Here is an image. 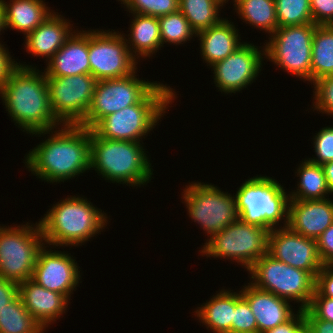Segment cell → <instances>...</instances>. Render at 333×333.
Returning <instances> with one entry per match:
<instances>
[{
    "label": "cell",
    "mask_w": 333,
    "mask_h": 333,
    "mask_svg": "<svg viewBox=\"0 0 333 333\" xmlns=\"http://www.w3.org/2000/svg\"><path fill=\"white\" fill-rule=\"evenodd\" d=\"M58 129V130H57ZM51 134L25 157L29 172L42 181L63 182L90 169V129L81 125L60 127L32 135ZM32 150V151H31Z\"/></svg>",
    "instance_id": "1"
},
{
    "label": "cell",
    "mask_w": 333,
    "mask_h": 333,
    "mask_svg": "<svg viewBox=\"0 0 333 333\" xmlns=\"http://www.w3.org/2000/svg\"><path fill=\"white\" fill-rule=\"evenodd\" d=\"M0 88V97L16 126L27 134L56 129L63 125L50 106L45 72L18 63Z\"/></svg>",
    "instance_id": "2"
},
{
    "label": "cell",
    "mask_w": 333,
    "mask_h": 333,
    "mask_svg": "<svg viewBox=\"0 0 333 333\" xmlns=\"http://www.w3.org/2000/svg\"><path fill=\"white\" fill-rule=\"evenodd\" d=\"M46 213L39 225L46 245L54 248L83 245L108 222L106 213L78 195L60 200Z\"/></svg>",
    "instance_id": "3"
},
{
    "label": "cell",
    "mask_w": 333,
    "mask_h": 333,
    "mask_svg": "<svg viewBox=\"0 0 333 333\" xmlns=\"http://www.w3.org/2000/svg\"><path fill=\"white\" fill-rule=\"evenodd\" d=\"M151 165L142 143L104 139L90 130V169L105 180L144 186L153 178Z\"/></svg>",
    "instance_id": "4"
},
{
    "label": "cell",
    "mask_w": 333,
    "mask_h": 333,
    "mask_svg": "<svg viewBox=\"0 0 333 333\" xmlns=\"http://www.w3.org/2000/svg\"><path fill=\"white\" fill-rule=\"evenodd\" d=\"M173 90L159 82L137 104L104 117L92 130L104 139L142 142L177 98Z\"/></svg>",
    "instance_id": "5"
},
{
    "label": "cell",
    "mask_w": 333,
    "mask_h": 333,
    "mask_svg": "<svg viewBox=\"0 0 333 333\" xmlns=\"http://www.w3.org/2000/svg\"><path fill=\"white\" fill-rule=\"evenodd\" d=\"M239 219L244 223L271 231L284 220L288 224L289 194L272 177L255 176L247 179L235 194Z\"/></svg>",
    "instance_id": "6"
},
{
    "label": "cell",
    "mask_w": 333,
    "mask_h": 333,
    "mask_svg": "<svg viewBox=\"0 0 333 333\" xmlns=\"http://www.w3.org/2000/svg\"><path fill=\"white\" fill-rule=\"evenodd\" d=\"M0 225V277L20 284L32 278L40 250L46 245L39 222Z\"/></svg>",
    "instance_id": "7"
},
{
    "label": "cell",
    "mask_w": 333,
    "mask_h": 333,
    "mask_svg": "<svg viewBox=\"0 0 333 333\" xmlns=\"http://www.w3.org/2000/svg\"><path fill=\"white\" fill-rule=\"evenodd\" d=\"M250 283L274 295L296 303L300 310L307 309L315 291V278L305 270L278 261L268 253L248 270Z\"/></svg>",
    "instance_id": "8"
},
{
    "label": "cell",
    "mask_w": 333,
    "mask_h": 333,
    "mask_svg": "<svg viewBox=\"0 0 333 333\" xmlns=\"http://www.w3.org/2000/svg\"><path fill=\"white\" fill-rule=\"evenodd\" d=\"M269 230L238 219L206 240L199 250L207 257L235 260L247 271L268 253Z\"/></svg>",
    "instance_id": "9"
},
{
    "label": "cell",
    "mask_w": 333,
    "mask_h": 333,
    "mask_svg": "<svg viewBox=\"0 0 333 333\" xmlns=\"http://www.w3.org/2000/svg\"><path fill=\"white\" fill-rule=\"evenodd\" d=\"M182 193L189 217L207 233L208 239L239 219L235 195L212 183L194 181Z\"/></svg>",
    "instance_id": "10"
},
{
    "label": "cell",
    "mask_w": 333,
    "mask_h": 333,
    "mask_svg": "<svg viewBox=\"0 0 333 333\" xmlns=\"http://www.w3.org/2000/svg\"><path fill=\"white\" fill-rule=\"evenodd\" d=\"M317 25L279 27L264 44V56L292 76L311 83L312 39Z\"/></svg>",
    "instance_id": "11"
},
{
    "label": "cell",
    "mask_w": 333,
    "mask_h": 333,
    "mask_svg": "<svg viewBox=\"0 0 333 333\" xmlns=\"http://www.w3.org/2000/svg\"><path fill=\"white\" fill-rule=\"evenodd\" d=\"M114 31L88 30L90 74L97 81L123 78L138 69L139 61L129 51L126 34Z\"/></svg>",
    "instance_id": "12"
},
{
    "label": "cell",
    "mask_w": 333,
    "mask_h": 333,
    "mask_svg": "<svg viewBox=\"0 0 333 333\" xmlns=\"http://www.w3.org/2000/svg\"><path fill=\"white\" fill-rule=\"evenodd\" d=\"M136 73L123 78L98 80L90 108L79 125L91 130L104 117L137 104L158 83L141 80Z\"/></svg>",
    "instance_id": "13"
},
{
    "label": "cell",
    "mask_w": 333,
    "mask_h": 333,
    "mask_svg": "<svg viewBox=\"0 0 333 333\" xmlns=\"http://www.w3.org/2000/svg\"><path fill=\"white\" fill-rule=\"evenodd\" d=\"M50 106L62 124L79 125L90 108L97 80L91 74L46 76Z\"/></svg>",
    "instance_id": "14"
},
{
    "label": "cell",
    "mask_w": 333,
    "mask_h": 333,
    "mask_svg": "<svg viewBox=\"0 0 333 333\" xmlns=\"http://www.w3.org/2000/svg\"><path fill=\"white\" fill-rule=\"evenodd\" d=\"M260 48L261 46L258 48L253 43L243 42L227 58L210 66L214 71V84L220 92H240L253 83L261 72L262 61L265 59L264 46L262 50Z\"/></svg>",
    "instance_id": "15"
},
{
    "label": "cell",
    "mask_w": 333,
    "mask_h": 333,
    "mask_svg": "<svg viewBox=\"0 0 333 333\" xmlns=\"http://www.w3.org/2000/svg\"><path fill=\"white\" fill-rule=\"evenodd\" d=\"M268 254L278 261L309 272L314 278L324 265L319 257L317 241L281 225L269 231Z\"/></svg>",
    "instance_id": "16"
},
{
    "label": "cell",
    "mask_w": 333,
    "mask_h": 333,
    "mask_svg": "<svg viewBox=\"0 0 333 333\" xmlns=\"http://www.w3.org/2000/svg\"><path fill=\"white\" fill-rule=\"evenodd\" d=\"M44 246L33 269L32 280L50 291L58 292L70 300L80 281V267L66 251L48 250Z\"/></svg>",
    "instance_id": "17"
},
{
    "label": "cell",
    "mask_w": 333,
    "mask_h": 333,
    "mask_svg": "<svg viewBox=\"0 0 333 333\" xmlns=\"http://www.w3.org/2000/svg\"><path fill=\"white\" fill-rule=\"evenodd\" d=\"M333 223L330 198L289 200L287 226L297 234L317 239Z\"/></svg>",
    "instance_id": "18"
},
{
    "label": "cell",
    "mask_w": 333,
    "mask_h": 333,
    "mask_svg": "<svg viewBox=\"0 0 333 333\" xmlns=\"http://www.w3.org/2000/svg\"><path fill=\"white\" fill-rule=\"evenodd\" d=\"M18 293L27 311L44 330L68 308L69 300L64 295L47 290L32 279L18 284Z\"/></svg>",
    "instance_id": "19"
},
{
    "label": "cell",
    "mask_w": 333,
    "mask_h": 333,
    "mask_svg": "<svg viewBox=\"0 0 333 333\" xmlns=\"http://www.w3.org/2000/svg\"><path fill=\"white\" fill-rule=\"evenodd\" d=\"M241 296L248 302L257 321L258 333H264L289 321L295 314L290 301L252 285L243 286Z\"/></svg>",
    "instance_id": "20"
},
{
    "label": "cell",
    "mask_w": 333,
    "mask_h": 333,
    "mask_svg": "<svg viewBox=\"0 0 333 333\" xmlns=\"http://www.w3.org/2000/svg\"><path fill=\"white\" fill-rule=\"evenodd\" d=\"M74 32L69 20L54 11L25 36L26 52L36 57L47 58L48 62Z\"/></svg>",
    "instance_id": "21"
},
{
    "label": "cell",
    "mask_w": 333,
    "mask_h": 333,
    "mask_svg": "<svg viewBox=\"0 0 333 333\" xmlns=\"http://www.w3.org/2000/svg\"><path fill=\"white\" fill-rule=\"evenodd\" d=\"M88 31H75L66 43L46 62V76L90 74Z\"/></svg>",
    "instance_id": "22"
},
{
    "label": "cell",
    "mask_w": 333,
    "mask_h": 333,
    "mask_svg": "<svg viewBox=\"0 0 333 333\" xmlns=\"http://www.w3.org/2000/svg\"><path fill=\"white\" fill-rule=\"evenodd\" d=\"M233 22L224 19L216 26L196 33L200 40V53L207 66L227 58L243 43Z\"/></svg>",
    "instance_id": "23"
},
{
    "label": "cell",
    "mask_w": 333,
    "mask_h": 333,
    "mask_svg": "<svg viewBox=\"0 0 333 333\" xmlns=\"http://www.w3.org/2000/svg\"><path fill=\"white\" fill-rule=\"evenodd\" d=\"M4 29L22 32L25 36L35 30L53 12L43 0H1Z\"/></svg>",
    "instance_id": "24"
},
{
    "label": "cell",
    "mask_w": 333,
    "mask_h": 333,
    "mask_svg": "<svg viewBox=\"0 0 333 333\" xmlns=\"http://www.w3.org/2000/svg\"><path fill=\"white\" fill-rule=\"evenodd\" d=\"M220 290L210 300L198 307L195 316L213 333H232L235 311V292Z\"/></svg>",
    "instance_id": "25"
},
{
    "label": "cell",
    "mask_w": 333,
    "mask_h": 333,
    "mask_svg": "<svg viewBox=\"0 0 333 333\" xmlns=\"http://www.w3.org/2000/svg\"><path fill=\"white\" fill-rule=\"evenodd\" d=\"M132 14L134 19L131 21L128 39L126 38L129 51L136 59L150 58L154 55L153 53H157L162 48L158 18Z\"/></svg>",
    "instance_id": "26"
},
{
    "label": "cell",
    "mask_w": 333,
    "mask_h": 333,
    "mask_svg": "<svg viewBox=\"0 0 333 333\" xmlns=\"http://www.w3.org/2000/svg\"><path fill=\"white\" fill-rule=\"evenodd\" d=\"M301 163L295 172V174L297 173L296 176L300 177L298 179V187L293 192H290L289 199L314 200L329 197L332 192L328 187L322 165L314 164L308 159Z\"/></svg>",
    "instance_id": "27"
},
{
    "label": "cell",
    "mask_w": 333,
    "mask_h": 333,
    "mask_svg": "<svg viewBox=\"0 0 333 333\" xmlns=\"http://www.w3.org/2000/svg\"><path fill=\"white\" fill-rule=\"evenodd\" d=\"M235 12L254 28L265 31L271 36L279 27L276 16L275 0H232ZM245 20V21H244Z\"/></svg>",
    "instance_id": "28"
},
{
    "label": "cell",
    "mask_w": 333,
    "mask_h": 333,
    "mask_svg": "<svg viewBox=\"0 0 333 333\" xmlns=\"http://www.w3.org/2000/svg\"><path fill=\"white\" fill-rule=\"evenodd\" d=\"M333 76V25H317L312 39L311 84Z\"/></svg>",
    "instance_id": "29"
},
{
    "label": "cell",
    "mask_w": 333,
    "mask_h": 333,
    "mask_svg": "<svg viewBox=\"0 0 333 333\" xmlns=\"http://www.w3.org/2000/svg\"><path fill=\"white\" fill-rule=\"evenodd\" d=\"M224 0H179V11L189 21L191 28L199 31L216 26L223 19L219 17ZM221 7V8H220Z\"/></svg>",
    "instance_id": "30"
},
{
    "label": "cell",
    "mask_w": 333,
    "mask_h": 333,
    "mask_svg": "<svg viewBox=\"0 0 333 333\" xmlns=\"http://www.w3.org/2000/svg\"><path fill=\"white\" fill-rule=\"evenodd\" d=\"M41 325L27 311L18 295L0 311V333H44Z\"/></svg>",
    "instance_id": "31"
},
{
    "label": "cell",
    "mask_w": 333,
    "mask_h": 333,
    "mask_svg": "<svg viewBox=\"0 0 333 333\" xmlns=\"http://www.w3.org/2000/svg\"><path fill=\"white\" fill-rule=\"evenodd\" d=\"M158 21L162 47L167 42L176 46L196 38V32L179 10L159 17Z\"/></svg>",
    "instance_id": "32"
},
{
    "label": "cell",
    "mask_w": 333,
    "mask_h": 333,
    "mask_svg": "<svg viewBox=\"0 0 333 333\" xmlns=\"http://www.w3.org/2000/svg\"><path fill=\"white\" fill-rule=\"evenodd\" d=\"M278 27L313 23L310 0H275Z\"/></svg>",
    "instance_id": "33"
},
{
    "label": "cell",
    "mask_w": 333,
    "mask_h": 333,
    "mask_svg": "<svg viewBox=\"0 0 333 333\" xmlns=\"http://www.w3.org/2000/svg\"><path fill=\"white\" fill-rule=\"evenodd\" d=\"M129 13L161 17L179 10V0H118Z\"/></svg>",
    "instance_id": "34"
},
{
    "label": "cell",
    "mask_w": 333,
    "mask_h": 333,
    "mask_svg": "<svg viewBox=\"0 0 333 333\" xmlns=\"http://www.w3.org/2000/svg\"><path fill=\"white\" fill-rule=\"evenodd\" d=\"M238 292H235L232 333H258L256 318L248 302L241 296V291Z\"/></svg>",
    "instance_id": "35"
},
{
    "label": "cell",
    "mask_w": 333,
    "mask_h": 333,
    "mask_svg": "<svg viewBox=\"0 0 333 333\" xmlns=\"http://www.w3.org/2000/svg\"><path fill=\"white\" fill-rule=\"evenodd\" d=\"M313 108L333 117V76L322 77L313 82Z\"/></svg>",
    "instance_id": "36"
},
{
    "label": "cell",
    "mask_w": 333,
    "mask_h": 333,
    "mask_svg": "<svg viewBox=\"0 0 333 333\" xmlns=\"http://www.w3.org/2000/svg\"><path fill=\"white\" fill-rule=\"evenodd\" d=\"M313 136V147L316 158H307L314 164L323 165L333 161V127L327 126L320 129Z\"/></svg>",
    "instance_id": "37"
},
{
    "label": "cell",
    "mask_w": 333,
    "mask_h": 333,
    "mask_svg": "<svg viewBox=\"0 0 333 333\" xmlns=\"http://www.w3.org/2000/svg\"><path fill=\"white\" fill-rule=\"evenodd\" d=\"M315 25H333V0H310Z\"/></svg>",
    "instance_id": "38"
},
{
    "label": "cell",
    "mask_w": 333,
    "mask_h": 333,
    "mask_svg": "<svg viewBox=\"0 0 333 333\" xmlns=\"http://www.w3.org/2000/svg\"><path fill=\"white\" fill-rule=\"evenodd\" d=\"M307 309L317 319L333 322V299L321 296L316 290Z\"/></svg>",
    "instance_id": "39"
},
{
    "label": "cell",
    "mask_w": 333,
    "mask_h": 333,
    "mask_svg": "<svg viewBox=\"0 0 333 333\" xmlns=\"http://www.w3.org/2000/svg\"><path fill=\"white\" fill-rule=\"evenodd\" d=\"M319 257L324 265L333 262V223L316 239Z\"/></svg>",
    "instance_id": "40"
},
{
    "label": "cell",
    "mask_w": 333,
    "mask_h": 333,
    "mask_svg": "<svg viewBox=\"0 0 333 333\" xmlns=\"http://www.w3.org/2000/svg\"><path fill=\"white\" fill-rule=\"evenodd\" d=\"M315 290L323 297L333 299V267L323 265L315 278Z\"/></svg>",
    "instance_id": "41"
},
{
    "label": "cell",
    "mask_w": 333,
    "mask_h": 333,
    "mask_svg": "<svg viewBox=\"0 0 333 333\" xmlns=\"http://www.w3.org/2000/svg\"><path fill=\"white\" fill-rule=\"evenodd\" d=\"M296 313L289 321L264 333H298L305 326V315L304 310L300 309Z\"/></svg>",
    "instance_id": "42"
},
{
    "label": "cell",
    "mask_w": 333,
    "mask_h": 333,
    "mask_svg": "<svg viewBox=\"0 0 333 333\" xmlns=\"http://www.w3.org/2000/svg\"><path fill=\"white\" fill-rule=\"evenodd\" d=\"M17 65V61L12 59L7 47L5 48L0 42V88L8 80L10 73Z\"/></svg>",
    "instance_id": "43"
},
{
    "label": "cell",
    "mask_w": 333,
    "mask_h": 333,
    "mask_svg": "<svg viewBox=\"0 0 333 333\" xmlns=\"http://www.w3.org/2000/svg\"><path fill=\"white\" fill-rule=\"evenodd\" d=\"M18 284L0 277V311L18 296Z\"/></svg>",
    "instance_id": "44"
},
{
    "label": "cell",
    "mask_w": 333,
    "mask_h": 333,
    "mask_svg": "<svg viewBox=\"0 0 333 333\" xmlns=\"http://www.w3.org/2000/svg\"><path fill=\"white\" fill-rule=\"evenodd\" d=\"M305 325L313 333H333V322L317 319L308 309H304Z\"/></svg>",
    "instance_id": "45"
},
{
    "label": "cell",
    "mask_w": 333,
    "mask_h": 333,
    "mask_svg": "<svg viewBox=\"0 0 333 333\" xmlns=\"http://www.w3.org/2000/svg\"><path fill=\"white\" fill-rule=\"evenodd\" d=\"M326 181L330 191L333 193V161L322 165Z\"/></svg>",
    "instance_id": "46"
},
{
    "label": "cell",
    "mask_w": 333,
    "mask_h": 333,
    "mask_svg": "<svg viewBox=\"0 0 333 333\" xmlns=\"http://www.w3.org/2000/svg\"><path fill=\"white\" fill-rule=\"evenodd\" d=\"M2 32L5 30L4 29V18H3V6H2V3H1V0H0V32ZM1 35V33H0Z\"/></svg>",
    "instance_id": "47"
},
{
    "label": "cell",
    "mask_w": 333,
    "mask_h": 333,
    "mask_svg": "<svg viewBox=\"0 0 333 333\" xmlns=\"http://www.w3.org/2000/svg\"><path fill=\"white\" fill-rule=\"evenodd\" d=\"M298 333H306V325Z\"/></svg>",
    "instance_id": "48"
},
{
    "label": "cell",
    "mask_w": 333,
    "mask_h": 333,
    "mask_svg": "<svg viewBox=\"0 0 333 333\" xmlns=\"http://www.w3.org/2000/svg\"><path fill=\"white\" fill-rule=\"evenodd\" d=\"M306 333H313V332L306 326Z\"/></svg>",
    "instance_id": "49"
}]
</instances>
